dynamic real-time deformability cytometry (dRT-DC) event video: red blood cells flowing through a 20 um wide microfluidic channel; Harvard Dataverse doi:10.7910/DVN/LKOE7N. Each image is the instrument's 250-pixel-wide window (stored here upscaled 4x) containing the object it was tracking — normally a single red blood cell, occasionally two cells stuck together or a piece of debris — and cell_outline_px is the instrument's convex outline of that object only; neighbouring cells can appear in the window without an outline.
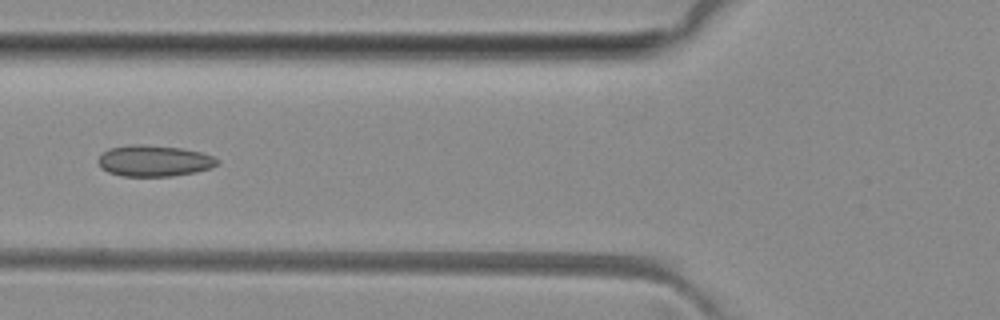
{"species": "common noctule bat (a hibernating species)", "species_latin": "Nyctalus noctula", "temperature_condition": "room temperature", "stored_images_in_passage": 5, "camera_frame_rate_fps": 3000, "um_per_image_px": 0.085, "animal": {"sex": "female", "body_mass_g": 29.2, "forearm_length_mm": 56.3}, "frame": {"image": 1, "passage_image": 4, "time_ms": 4.667, "image_size_px": [1000, 320], "cell_outline_px": [[220, 164], [196, 172], [172, 176], [120, 176], [108, 172], [100, 168], [96, 160], [108, 148], [132, 144], [140, 144], [180, 148], [200, 152], [212, 156], [220, 160]], "centroid_in_image_um": [13.06, 13.67], "position_along_channel_um": 112.7, "area_um2": 21.73}}
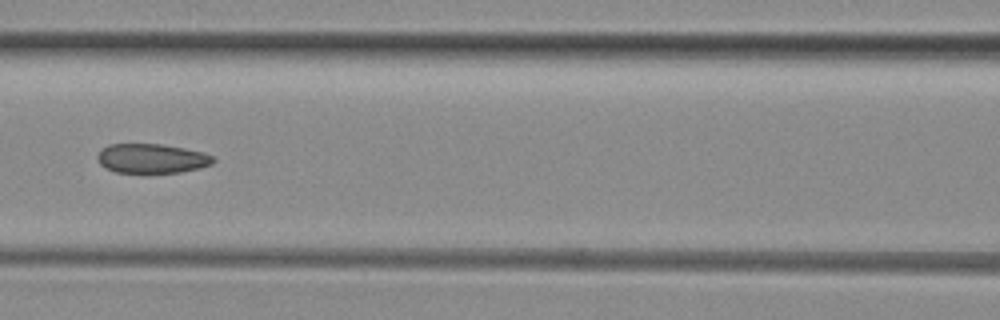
{"frame": {"image": 2, "passage_image": 5, "time_ms": 5.667, "image_size_px": [1000, 320], "cell_outline_px": [[216, 160], [212, 164], [200, 168], [180, 172], [116, 172], [104, 168], [100, 164], [96, 156], [108, 144], [160, 144], [184, 148], [204, 152], [212, 156]], "centroid_in_image_um": [12.91, 13.47], "position_along_channel_um": 153.7, "area_um2": 19.77}}